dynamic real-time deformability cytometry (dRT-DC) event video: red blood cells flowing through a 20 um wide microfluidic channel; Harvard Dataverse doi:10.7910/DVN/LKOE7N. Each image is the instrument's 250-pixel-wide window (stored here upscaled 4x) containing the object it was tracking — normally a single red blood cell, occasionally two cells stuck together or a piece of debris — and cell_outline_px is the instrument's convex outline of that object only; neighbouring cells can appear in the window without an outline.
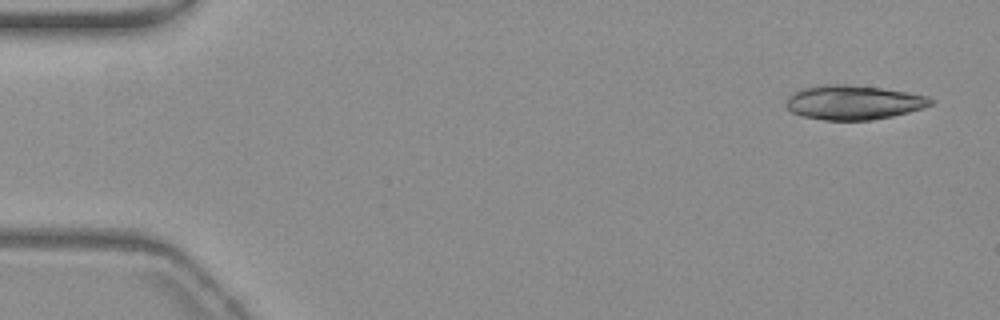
{"species": "common noctule bat (a hibernating species)", "species_latin": "Nyctalus noctula", "temperature_condition": "warm", "stored_images_in_passage": 53, "camera_frame_rate_fps": 3000, "um_per_image_px": 0.085, "animal": {"sex": "female", "body_mass_g": 19.3, "forearm_length_mm": 54.1}, "frame": {"image": 1, "passage_image": 1, "time_ms": 0.0, "image_size_px": [1000, 320], "cell_outline_px": [[936, 100], [932, 104], [924, 108], [892, 116], [872, 120], [824, 120], [804, 116], [792, 112], [788, 108], [788, 96], [804, 88], [824, 84], [844, 84], [880, 88], [928, 96]], "centroid_in_image_um": [72.59, 8.71], "position_along_channel_um": 12.4, "area_um2": 28.61}}
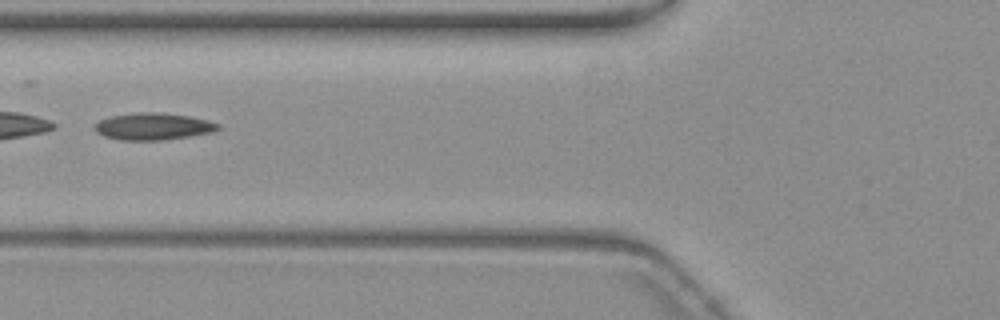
{"frame": {"image": 2, "passage_image": 20, "time_ms": 6.333, "image_size_px": [1000, 320], "cell_outline_px": [[220, 128], [212, 132], [164, 140], [120, 140], [104, 136], [96, 132], [92, 128], [100, 120], [112, 116], [136, 112], [160, 112], [188, 116], [208, 120], [220, 124]], "centroid_in_image_um": [13.0, 10.74], "position_along_channel_um": 112.8, "area_um2": 19.36}}
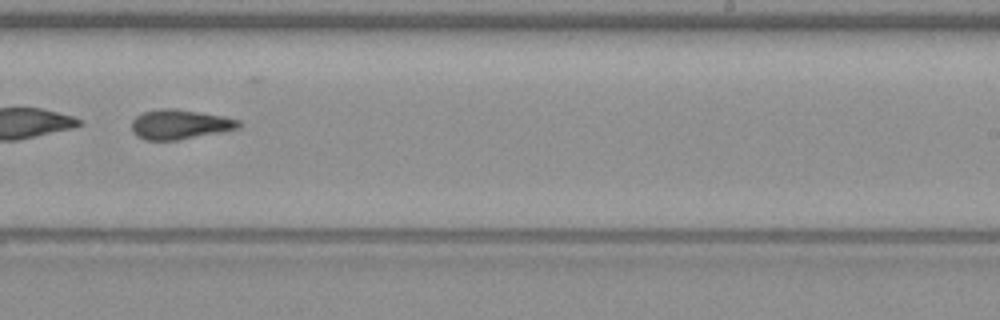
{"frame": {"image": 3, "passage_image": 33, "time_ms": 10.667, "image_size_px": [1000, 320], "cell_outline_px": [[240, 128], [180, 140], [144, 140], [136, 136], [132, 132], [132, 120], [136, 116], [144, 112], [160, 108], [172, 108], [220, 116], [240, 120]], "centroid_in_image_um": [15.24, 10.59], "position_along_channel_um": 273.8, "area_um2": 18.38}, "authors_computed_cell_mechanics": {"area_um2": 28.611, "velocity_mm_per_s": 3.7152, "shape_relaxation_time_tau1_ms": 10.6557, "shape_relaxation_time_tau2_ms": 4.2766, "deformation_change_tau1": 0.226, "deformation_change_tau2": 0.136}}